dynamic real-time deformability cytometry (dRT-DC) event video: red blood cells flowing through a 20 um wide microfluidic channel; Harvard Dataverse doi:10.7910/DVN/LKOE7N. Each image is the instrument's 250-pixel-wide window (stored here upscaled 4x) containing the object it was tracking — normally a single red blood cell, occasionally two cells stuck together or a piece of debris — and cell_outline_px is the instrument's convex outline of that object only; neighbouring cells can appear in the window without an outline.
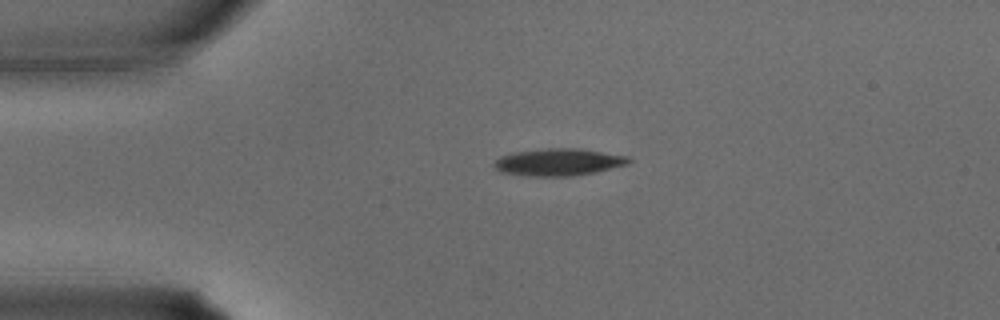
{"species": "common noctule bat (a hibernating species)", "species_latin": "Nyctalus noctula", "temperature_condition": "warm", "stored_images_in_passage": 4, "camera_frame_rate_fps": 3000, "um_per_image_px": 0.085, "animal": {"sex": "male", "body_mass_g": 15.6}, "frame": {"image": 1, "passage_image": 1, "time_ms": 0.0, "image_size_px": [1000, 320], "cell_outline_px": [[632, 160], [628, 164], [596, 172], [572, 176], [528, 176], [500, 172], [492, 164], [500, 156], [512, 152], [544, 148], [580, 148], [628, 156]], "centroid_in_image_um": [47.47, 13.77], "position_along_channel_um": 37.5, "area_um2": 21.5}}